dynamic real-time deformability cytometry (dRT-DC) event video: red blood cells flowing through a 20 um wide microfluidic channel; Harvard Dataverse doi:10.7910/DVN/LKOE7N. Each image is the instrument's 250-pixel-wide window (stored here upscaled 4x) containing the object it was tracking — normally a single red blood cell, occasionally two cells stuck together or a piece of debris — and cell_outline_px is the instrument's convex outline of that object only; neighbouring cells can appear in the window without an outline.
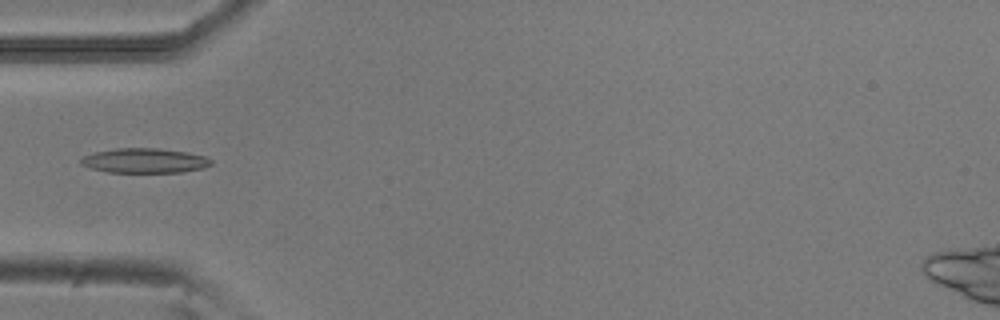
{"species": "common noctule bat (a hibernating species)", "species_latin": "Nyctalus noctula", "temperature_condition": "room temperature", "stored_images_in_passage": 2, "camera_frame_rate_fps": 3000, "um_per_image_px": 0.085, "animal": {"sex": "male", "body_mass_g": 20.5, "forearm_length_mm": 52.5}, "frame": {"image": 1, "passage_image": 1, "time_ms": 0.0, "image_size_px": [1000, 320], "cell_outline_px": [[212, 164], [204, 168], [184, 172], [108, 172], [92, 168], [80, 164], [80, 160], [84, 156], [96, 152], [116, 148], [160, 148], [188, 152], [204, 156], [212, 160]], "centroid_in_image_um": [12.33, 13.65], "position_along_channel_um": 72.7, "area_um2": 18.73}}
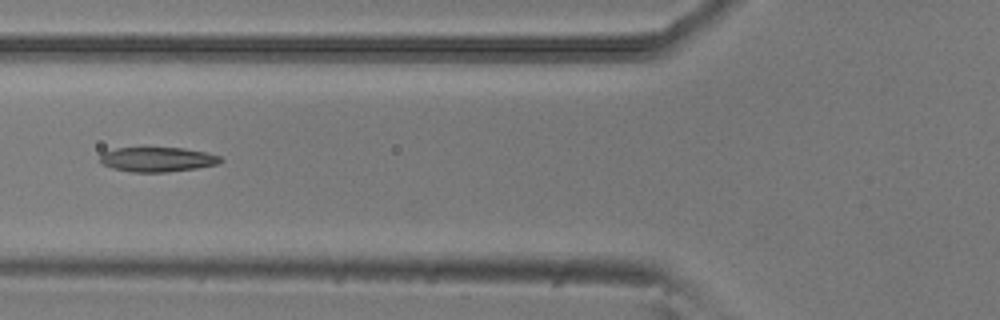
{"frame": {"image": 2, "passage_image": 2, "time_ms": 0.333, "image_size_px": [1000, 320], "cell_outline_px": [[224, 160], [216, 164], [196, 168], [168, 172], [132, 172], [112, 168], [104, 164], [100, 160], [100, 156], [104, 152], [116, 148], [184, 148], [204, 152], [220, 156]], "centroid_in_image_um": [13.39, 13.55], "position_along_channel_um": 112.4, "area_um2": 17.11}}